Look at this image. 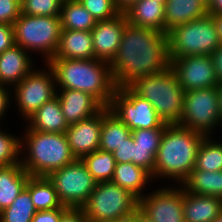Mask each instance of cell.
I'll use <instances>...</instances> for the list:
<instances>
[{"mask_svg":"<svg viewBox=\"0 0 222 222\" xmlns=\"http://www.w3.org/2000/svg\"><path fill=\"white\" fill-rule=\"evenodd\" d=\"M128 87L148 100L164 123H179L183 112L184 90L171 67L161 73L139 77Z\"/></svg>","mask_w":222,"mask_h":222,"instance_id":"5","label":"cell"},{"mask_svg":"<svg viewBox=\"0 0 222 222\" xmlns=\"http://www.w3.org/2000/svg\"><path fill=\"white\" fill-rule=\"evenodd\" d=\"M11 87L0 85V125L3 123L1 120H3V117L6 115L7 110L11 107V97H12V90H10Z\"/></svg>","mask_w":222,"mask_h":222,"instance_id":"42","label":"cell"},{"mask_svg":"<svg viewBox=\"0 0 222 222\" xmlns=\"http://www.w3.org/2000/svg\"><path fill=\"white\" fill-rule=\"evenodd\" d=\"M59 222H88L81 208H68L60 218Z\"/></svg>","mask_w":222,"mask_h":222,"instance_id":"43","label":"cell"},{"mask_svg":"<svg viewBox=\"0 0 222 222\" xmlns=\"http://www.w3.org/2000/svg\"><path fill=\"white\" fill-rule=\"evenodd\" d=\"M167 34L126 23L118 52L110 63L116 87L170 68Z\"/></svg>","mask_w":222,"mask_h":222,"instance_id":"1","label":"cell"},{"mask_svg":"<svg viewBox=\"0 0 222 222\" xmlns=\"http://www.w3.org/2000/svg\"><path fill=\"white\" fill-rule=\"evenodd\" d=\"M21 15V0H0V23L11 24Z\"/></svg>","mask_w":222,"mask_h":222,"instance_id":"38","label":"cell"},{"mask_svg":"<svg viewBox=\"0 0 222 222\" xmlns=\"http://www.w3.org/2000/svg\"><path fill=\"white\" fill-rule=\"evenodd\" d=\"M15 45L14 27L0 23V54Z\"/></svg>","mask_w":222,"mask_h":222,"instance_id":"41","label":"cell"},{"mask_svg":"<svg viewBox=\"0 0 222 222\" xmlns=\"http://www.w3.org/2000/svg\"><path fill=\"white\" fill-rule=\"evenodd\" d=\"M52 68L58 89L83 91L95 97L104 107H109L117 89L108 62L92 59L52 58Z\"/></svg>","mask_w":222,"mask_h":222,"instance_id":"2","label":"cell"},{"mask_svg":"<svg viewBox=\"0 0 222 222\" xmlns=\"http://www.w3.org/2000/svg\"><path fill=\"white\" fill-rule=\"evenodd\" d=\"M29 176L21 164L0 167V212L25 189Z\"/></svg>","mask_w":222,"mask_h":222,"instance_id":"24","label":"cell"},{"mask_svg":"<svg viewBox=\"0 0 222 222\" xmlns=\"http://www.w3.org/2000/svg\"><path fill=\"white\" fill-rule=\"evenodd\" d=\"M170 67L176 74L184 92L211 88L218 85L215 68L210 55H193L170 58Z\"/></svg>","mask_w":222,"mask_h":222,"instance_id":"14","label":"cell"},{"mask_svg":"<svg viewBox=\"0 0 222 222\" xmlns=\"http://www.w3.org/2000/svg\"><path fill=\"white\" fill-rule=\"evenodd\" d=\"M61 29L91 31L97 24L96 19L83 7L80 1H63Z\"/></svg>","mask_w":222,"mask_h":222,"instance_id":"29","label":"cell"},{"mask_svg":"<svg viewBox=\"0 0 222 222\" xmlns=\"http://www.w3.org/2000/svg\"><path fill=\"white\" fill-rule=\"evenodd\" d=\"M164 10L166 34L174 27L208 15V6L201 0H167Z\"/></svg>","mask_w":222,"mask_h":222,"instance_id":"21","label":"cell"},{"mask_svg":"<svg viewBox=\"0 0 222 222\" xmlns=\"http://www.w3.org/2000/svg\"><path fill=\"white\" fill-rule=\"evenodd\" d=\"M212 222H222V213L216 219H214Z\"/></svg>","mask_w":222,"mask_h":222,"instance_id":"51","label":"cell"},{"mask_svg":"<svg viewBox=\"0 0 222 222\" xmlns=\"http://www.w3.org/2000/svg\"><path fill=\"white\" fill-rule=\"evenodd\" d=\"M165 6L155 0H139L124 14L129 23L165 33Z\"/></svg>","mask_w":222,"mask_h":222,"instance_id":"23","label":"cell"},{"mask_svg":"<svg viewBox=\"0 0 222 222\" xmlns=\"http://www.w3.org/2000/svg\"><path fill=\"white\" fill-rule=\"evenodd\" d=\"M83 7L96 19L108 20L120 14L114 0H79Z\"/></svg>","mask_w":222,"mask_h":222,"instance_id":"35","label":"cell"},{"mask_svg":"<svg viewBox=\"0 0 222 222\" xmlns=\"http://www.w3.org/2000/svg\"><path fill=\"white\" fill-rule=\"evenodd\" d=\"M47 177L53 183L60 203L69 208H81L97 185L81 159H75Z\"/></svg>","mask_w":222,"mask_h":222,"instance_id":"9","label":"cell"},{"mask_svg":"<svg viewBox=\"0 0 222 222\" xmlns=\"http://www.w3.org/2000/svg\"><path fill=\"white\" fill-rule=\"evenodd\" d=\"M155 1H157V2H159V3H161V4H163L164 6H165V4H166V2H167V0H155Z\"/></svg>","mask_w":222,"mask_h":222,"instance_id":"53","label":"cell"},{"mask_svg":"<svg viewBox=\"0 0 222 222\" xmlns=\"http://www.w3.org/2000/svg\"><path fill=\"white\" fill-rule=\"evenodd\" d=\"M205 135L178 124H167L154 166V179H164L182 183L195 168L198 148Z\"/></svg>","mask_w":222,"mask_h":222,"instance_id":"3","label":"cell"},{"mask_svg":"<svg viewBox=\"0 0 222 222\" xmlns=\"http://www.w3.org/2000/svg\"><path fill=\"white\" fill-rule=\"evenodd\" d=\"M136 221V210L130 214L120 216L117 219L110 222H135Z\"/></svg>","mask_w":222,"mask_h":222,"instance_id":"48","label":"cell"},{"mask_svg":"<svg viewBox=\"0 0 222 222\" xmlns=\"http://www.w3.org/2000/svg\"><path fill=\"white\" fill-rule=\"evenodd\" d=\"M219 117L217 86L184 92L183 112L178 125L211 136L218 127Z\"/></svg>","mask_w":222,"mask_h":222,"instance_id":"10","label":"cell"},{"mask_svg":"<svg viewBox=\"0 0 222 222\" xmlns=\"http://www.w3.org/2000/svg\"><path fill=\"white\" fill-rule=\"evenodd\" d=\"M62 0H21V14L60 16Z\"/></svg>","mask_w":222,"mask_h":222,"instance_id":"34","label":"cell"},{"mask_svg":"<svg viewBox=\"0 0 222 222\" xmlns=\"http://www.w3.org/2000/svg\"><path fill=\"white\" fill-rule=\"evenodd\" d=\"M155 157L156 154L151 149L138 148L137 143H134L133 140L132 163L147 170L151 174L152 179H154Z\"/></svg>","mask_w":222,"mask_h":222,"instance_id":"37","label":"cell"},{"mask_svg":"<svg viewBox=\"0 0 222 222\" xmlns=\"http://www.w3.org/2000/svg\"><path fill=\"white\" fill-rule=\"evenodd\" d=\"M113 157L116 160V163H132L133 157V138L130 135L125 142H123L116 150L113 152Z\"/></svg>","mask_w":222,"mask_h":222,"instance_id":"39","label":"cell"},{"mask_svg":"<svg viewBox=\"0 0 222 222\" xmlns=\"http://www.w3.org/2000/svg\"><path fill=\"white\" fill-rule=\"evenodd\" d=\"M184 189L193 194L214 196L222 199V170H192L182 183Z\"/></svg>","mask_w":222,"mask_h":222,"instance_id":"27","label":"cell"},{"mask_svg":"<svg viewBox=\"0 0 222 222\" xmlns=\"http://www.w3.org/2000/svg\"><path fill=\"white\" fill-rule=\"evenodd\" d=\"M139 207V199L129 190L111 181L97 182L89 199L81 207L88 222H110Z\"/></svg>","mask_w":222,"mask_h":222,"instance_id":"8","label":"cell"},{"mask_svg":"<svg viewBox=\"0 0 222 222\" xmlns=\"http://www.w3.org/2000/svg\"><path fill=\"white\" fill-rule=\"evenodd\" d=\"M203 3H205L207 6L212 2V0H201Z\"/></svg>","mask_w":222,"mask_h":222,"instance_id":"52","label":"cell"},{"mask_svg":"<svg viewBox=\"0 0 222 222\" xmlns=\"http://www.w3.org/2000/svg\"><path fill=\"white\" fill-rule=\"evenodd\" d=\"M26 123L28 128L45 133H65L68 128L57 96L44 103Z\"/></svg>","mask_w":222,"mask_h":222,"instance_id":"22","label":"cell"},{"mask_svg":"<svg viewBox=\"0 0 222 222\" xmlns=\"http://www.w3.org/2000/svg\"><path fill=\"white\" fill-rule=\"evenodd\" d=\"M25 188L30 192L31 200L37 211L61 208L53 183L47 176H29Z\"/></svg>","mask_w":222,"mask_h":222,"instance_id":"28","label":"cell"},{"mask_svg":"<svg viewBox=\"0 0 222 222\" xmlns=\"http://www.w3.org/2000/svg\"><path fill=\"white\" fill-rule=\"evenodd\" d=\"M67 206L51 210L36 211L32 222H59L61 215L68 209Z\"/></svg>","mask_w":222,"mask_h":222,"instance_id":"40","label":"cell"},{"mask_svg":"<svg viewBox=\"0 0 222 222\" xmlns=\"http://www.w3.org/2000/svg\"><path fill=\"white\" fill-rule=\"evenodd\" d=\"M81 160L97 182L112 180L116 166V160L113 157V153L98 149L84 156Z\"/></svg>","mask_w":222,"mask_h":222,"instance_id":"31","label":"cell"},{"mask_svg":"<svg viewBox=\"0 0 222 222\" xmlns=\"http://www.w3.org/2000/svg\"><path fill=\"white\" fill-rule=\"evenodd\" d=\"M13 27L16 45L28 53L44 55V63H48L54 57L62 30L60 16L21 14L13 23Z\"/></svg>","mask_w":222,"mask_h":222,"instance_id":"6","label":"cell"},{"mask_svg":"<svg viewBox=\"0 0 222 222\" xmlns=\"http://www.w3.org/2000/svg\"><path fill=\"white\" fill-rule=\"evenodd\" d=\"M153 181L151 174L143 167L131 162L116 163L111 182L129 190L138 199L144 196L145 186Z\"/></svg>","mask_w":222,"mask_h":222,"instance_id":"25","label":"cell"},{"mask_svg":"<svg viewBox=\"0 0 222 222\" xmlns=\"http://www.w3.org/2000/svg\"><path fill=\"white\" fill-rule=\"evenodd\" d=\"M135 222H153L147 215H145L139 207L136 209V221Z\"/></svg>","mask_w":222,"mask_h":222,"instance_id":"49","label":"cell"},{"mask_svg":"<svg viewBox=\"0 0 222 222\" xmlns=\"http://www.w3.org/2000/svg\"><path fill=\"white\" fill-rule=\"evenodd\" d=\"M165 128L137 129L132 130L131 136L138 148L151 149L155 154L160 146Z\"/></svg>","mask_w":222,"mask_h":222,"instance_id":"36","label":"cell"},{"mask_svg":"<svg viewBox=\"0 0 222 222\" xmlns=\"http://www.w3.org/2000/svg\"><path fill=\"white\" fill-rule=\"evenodd\" d=\"M138 1L139 0H114L116 8L123 14Z\"/></svg>","mask_w":222,"mask_h":222,"instance_id":"45","label":"cell"},{"mask_svg":"<svg viewBox=\"0 0 222 222\" xmlns=\"http://www.w3.org/2000/svg\"><path fill=\"white\" fill-rule=\"evenodd\" d=\"M24 128L26 132L21 138V165L30 176H48L76 159L65 133L35 131L27 125Z\"/></svg>","mask_w":222,"mask_h":222,"instance_id":"4","label":"cell"},{"mask_svg":"<svg viewBox=\"0 0 222 222\" xmlns=\"http://www.w3.org/2000/svg\"><path fill=\"white\" fill-rule=\"evenodd\" d=\"M218 102H219V116L222 117V84L217 85Z\"/></svg>","mask_w":222,"mask_h":222,"instance_id":"50","label":"cell"},{"mask_svg":"<svg viewBox=\"0 0 222 222\" xmlns=\"http://www.w3.org/2000/svg\"><path fill=\"white\" fill-rule=\"evenodd\" d=\"M45 66L47 69L44 67L37 70L35 67L13 87L12 100H15L24 121L57 94L54 72L48 63H45Z\"/></svg>","mask_w":222,"mask_h":222,"instance_id":"11","label":"cell"},{"mask_svg":"<svg viewBox=\"0 0 222 222\" xmlns=\"http://www.w3.org/2000/svg\"><path fill=\"white\" fill-rule=\"evenodd\" d=\"M167 40L170 58L211 55L221 45L209 14L174 27Z\"/></svg>","mask_w":222,"mask_h":222,"instance_id":"7","label":"cell"},{"mask_svg":"<svg viewBox=\"0 0 222 222\" xmlns=\"http://www.w3.org/2000/svg\"><path fill=\"white\" fill-rule=\"evenodd\" d=\"M173 185L159 187L139 199V209L153 222H184L183 186Z\"/></svg>","mask_w":222,"mask_h":222,"instance_id":"13","label":"cell"},{"mask_svg":"<svg viewBox=\"0 0 222 222\" xmlns=\"http://www.w3.org/2000/svg\"><path fill=\"white\" fill-rule=\"evenodd\" d=\"M15 164H21V137L7 133L0 125V167Z\"/></svg>","mask_w":222,"mask_h":222,"instance_id":"33","label":"cell"},{"mask_svg":"<svg viewBox=\"0 0 222 222\" xmlns=\"http://www.w3.org/2000/svg\"><path fill=\"white\" fill-rule=\"evenodd\" d=\"M212 17L215 30L222 45V14H209Z\"/></svg>","mask_w":222,"mask_h":222,"instance_id":"46","label":"cell"},{"mask_svg":"<svg viewBox=\"0 0 222 222\" xmlns=\"http://www.w3.org/2000/svg\"><path fill=\"white\" fill-rule=\"evenodd\" d=\"M208 14H222V0H212L208 6Z\"/></svg>","mask_w":222,"mask_h":222,"instance_id":"47","label":"cell"},{"mask_svg":"<svg viewBox=\"0 0 222 222\" xmlns=\"http://www.w3.org/2000/svg\"><path fill=\"white\" fill-rule=\"evenodd\" d=\"M221 213V198L193 194L183 187L184 222H212Z\"/></svg>","mask_w":222,"mask_h":222,"instance_id":"19","label":"cell"},{"mask_svg":"<svg viewBox=\"0 0 222 222\" xmlns=\"http://www.w3.org/2000/svg\"><path fill=\"white\" fill-rule=\"evenodd\" d=\"M91 31L62 29L59 45L53 58L92 59L95 58Z\"/></svg>","mask_w":222,"mask_h":222,"instance_id":"20","label":"cell"},{"mask_svg":"<svg viewBox=\"0 0 222 222\" xmlns=\"http://www.w3.org/2000/svg\"><path fill=\"white\" fill-rule=\"evenodd\" d=\"M213 135L205 136L202 140L196 157L193 170L218 171L222 170V143Z\"/></svg>","mask_w":222,"mask_h":222,"instance_id":"30","label":"cell"},{"mask_svg":"<svg viewBox=\"0 0 222 222\" xmlns=\"http://www.w3.org/2000/svg\"><path fill=\"white\" fill-rule=\"evenodd\" d=\"M218 84H222V45H220L211 55Z\"/></svg>","mask_w":222,"mask_h":222,"instance_id":"44","label":"cell"},{"mask_svg":"<svg viewBox=\"0 0 222 222\" xmlns=\"http://www.w3.org/2000/svg\"><path fill=\"white\" fill-rule=\"evenodd\" d=\"M217 126L222 127V117H219V121H218V123H217Z\"/></svg>","mask_w":222,"mask_h":222,"instance_id":"54","label":"cell"},{"mask_svg":"<svg viewBox=\"0 0 222 222\" xmlns=\"http://www.w3.org/2000/svg\"><path fill=\"white\" fill-rule=\"evenodd\" d=\"M101 127L102 109L93 116L68 126L65 134L76 159H82L99 149Z\"/></svg>","mask_w":222,"mask_h":222,"instance_id":"16","label":"cell"},{"mask_svg":"<svg viewBox=\"0 0 222 222\" xmlns=\"http://www.w3.org/2000/svg\"><path fill=\"white\" fill-rule=\"evenodd\" d=\"M27 52L15 44L0 54L1 85L13 88L37 66Z\"/></svg>","mask_w":222,"mask_h":222,"instance_id":"18","label":"cell"},{"mask_svg":"<svg viewBox=\"0 0 222 222\" xmlns=\"http://www.w3.org/2000/svg\"><path fill=\"white\" fill-rule=\"evenodd\" d=\"M36 211L30 192L25 188L8 208L0 212V222H32Z\"/></svg>","mask_w":222,"mask_h":222,"instance_id":"32","label":"cell"},{"mask_svg":"<svg viewBox=\"0 0 222 222\" xmlns=\"http://www.w3.org/2000/svg\"><path fill=\"white\" fill-rule=\"evenodd\" d=\"M132 131L125 125L109 107L102 108V127L100 133L99 149L106 152H113Z\"/></svg>","mask_w":222,"mask_h":222,"instance_id":"26","label":"cell"},{"mask_svg":"<svg viewBox=\"0 0 222 222\" xmlns=\"http://www.w3.org/2000/svg\"><path fill=\"white\" fill-rule=\"evenodd\" d=\"M109 109L130 130L165 128L167 123L158 116L152 104L135 94L128 86L117 87Z\"/></svg>","mask_w":222,"mask_h":222,"instance_id":"12","label":"cell"},{"mask_svg":"<svg viewBox=\"0 0 222 222\" xmlns=\"http://www.w3.org/2000/svg\"><path fill=\"white\" fill-rule=\"evenodd\" d=\"M127 22L123 13L108 20L97 21L91 30L96 59L111 63L118 52Z\"/></svg>","mask_w":222,"mask_h":222,"instance_id":"15","label":"cell"},{"mask_svg":"<svg viewBox=\"0 0 222 222\" xmlns=\"http://www.w3.org/2000/svg\"><path fill=\"white\" fill-rule=\"evenodd\" d=\"M56 96L68 126L93 116L104 107L95 97L83 91L57 89Z\"/></svg>","mask_w":222,"mask_h":222,"instance_id":"17","label":"cell"}]
</instances>
